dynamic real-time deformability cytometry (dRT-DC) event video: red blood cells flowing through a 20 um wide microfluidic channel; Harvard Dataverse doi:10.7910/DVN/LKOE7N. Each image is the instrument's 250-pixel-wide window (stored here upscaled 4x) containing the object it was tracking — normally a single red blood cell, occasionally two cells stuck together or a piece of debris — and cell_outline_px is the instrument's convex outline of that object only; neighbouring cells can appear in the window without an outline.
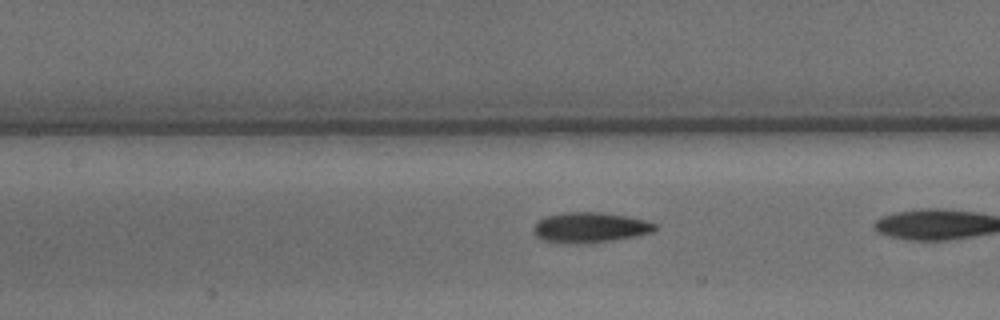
{"species": "common noctule bat (a hibernating species)", "species_latin": "Nyctalus noctula", "temperature_condition": "warm", "stored_images_in_passage": 14, "camera_frame_rate_fps": 3000, "um_per_image_px": 0.085, "animal": {"sex": "male", "body_mass_g": 15.6}, "frame": {"image": 1, "passage_image": 12, "time_ms": 3.667, "image_size_px": [1000, 320], "cell_outline_px": [[656, 228], [652, 232], [636, 236], [612, 240], [576, 244], [544, 240], [536, 236], [532, 232], [532, 228], [536, 220], [544, 216], [564, 212], [600, 212], [648, 220], [656, 224]], "centroid_in_image_um": [50.1, 19.32], "position_along_channel_um": 157.3, "area_um2": 21.5}}